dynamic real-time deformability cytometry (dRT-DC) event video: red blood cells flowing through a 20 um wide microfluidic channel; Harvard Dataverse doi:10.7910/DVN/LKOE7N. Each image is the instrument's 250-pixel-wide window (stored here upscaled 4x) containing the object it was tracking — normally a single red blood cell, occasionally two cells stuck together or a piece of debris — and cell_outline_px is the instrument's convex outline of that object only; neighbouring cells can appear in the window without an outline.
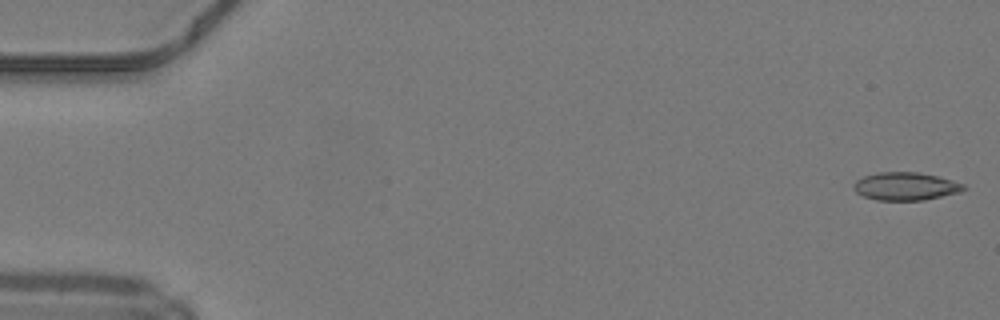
{"species": "common noctule bat (a hibernating species)", "species_latin": "Nyctalus noctula", "temperature_condition": "warm", "stored_images_in_passage": 6, "camera_frame_rate_fps": 3000, "um_per_image_px": 0.085, "animal": {"sex": "male", "body_mass_g": 19.2, "forearm_length_mm": 51.8}, "frame": {"image": 1, "passage_image": 1, "time_ms": 0.0, "image_size_px": [1000, 320], "cell_outline_px": [[964, 188], [960, 192], [924, 200], [876, 200], [864, 196], [856, 192], [852, 188], [852, 184], [856, 180], [864, 176], [876, 172], [916, 172], [936, 176], [952, 180], [964, 184]], "centroid_in_image_um": [76.92, 15.83], "position_along_channel_um": 8.1, "area_um2": 17.86}}